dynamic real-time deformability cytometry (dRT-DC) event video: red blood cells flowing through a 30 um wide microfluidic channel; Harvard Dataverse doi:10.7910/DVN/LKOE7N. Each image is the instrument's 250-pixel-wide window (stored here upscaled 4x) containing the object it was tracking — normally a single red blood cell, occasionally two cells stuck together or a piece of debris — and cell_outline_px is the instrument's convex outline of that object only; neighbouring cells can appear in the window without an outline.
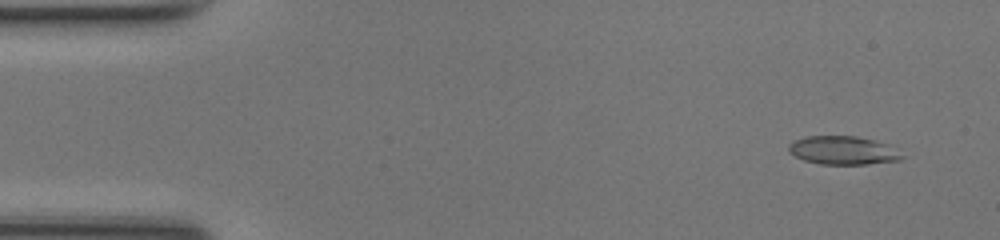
{"species": "common noctule bat (a hibernating species)", "species_latin": "Nyctalus noctula", "temperature_condition": "room temperature", "stored_images_in_passage": 49, "camera_frame_rate_fps": 3000, "um_per_image_px": 0.085, "animal": {"sex": "female", "body_mass_g": 17.0, "forearm_length_mm": 48.0}, "frame": {"image": 1, "passage_image": 4, "time_ms": 1.0, "image_size_px": [1000, 240], "cell_outline_px": [[904, 156], [900, 160], [868, 164], [820, 164], [804, 160], [796, 156], [788, 148], [788, 144], [804, 136], [856, 136], [876, 140], [888, 144]], "centroid_in_image_um": [71.67, 12.77], "position_along_channel_um": 13.3, "area_um2": 18.67}}
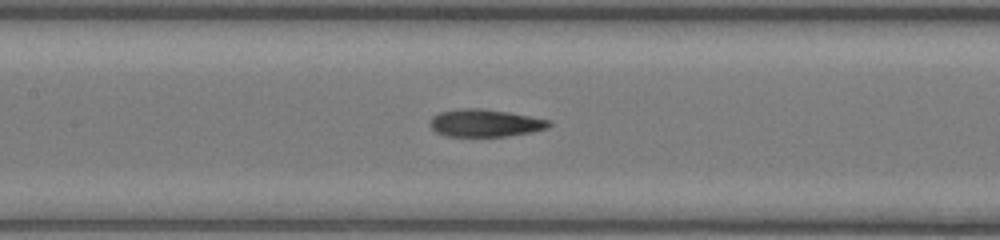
{"frame": {"image": 2, "passage_image": 23, "time_ms": 7.333, "image_size_px": [1000, 240], "cell_outline_px": [[552, 124], [548, 128], [532, 132], [508, 136], [448, 136], [436, 132], [428, 124], [432, 116], [440, 112], [460, 108], [480, 108], [508, 112], [552, 120]], "centroid_in_image_um": [41.25, 10.45], "position_along_channel_um": 166.2, "area_um2": 19.19}}
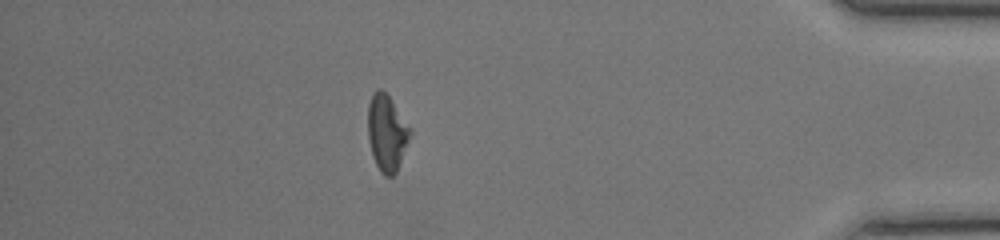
{"frame": {"image": 3, "passage_image": 43, "time_ms": 14.0, "image_size_px": [1000, 240], "cell_outline_px": [[412, 132], [396, 172], [392, 176], [384, 176], [380, 172], [372, 156], [368, 140], [368, 104], [372, 92], [376, 88], [380, 88], [388, 96], [412, 128]], "centroid_in_image_um": [32.87, 11.28], "position_along_channel_um": 402.3, "area_um2": 18.84}, "authors_computed_cell_mechanics": {"area_um2": 18.6116, "velocity_mm_per_s": 4.2661, "shape_relaxation_time_tau1_ms": null, "shape_relaxation_time_tau2_ms": 3.8149, "deformation_change_tau1": null, "deformation_change_tau2": 0.1169}}